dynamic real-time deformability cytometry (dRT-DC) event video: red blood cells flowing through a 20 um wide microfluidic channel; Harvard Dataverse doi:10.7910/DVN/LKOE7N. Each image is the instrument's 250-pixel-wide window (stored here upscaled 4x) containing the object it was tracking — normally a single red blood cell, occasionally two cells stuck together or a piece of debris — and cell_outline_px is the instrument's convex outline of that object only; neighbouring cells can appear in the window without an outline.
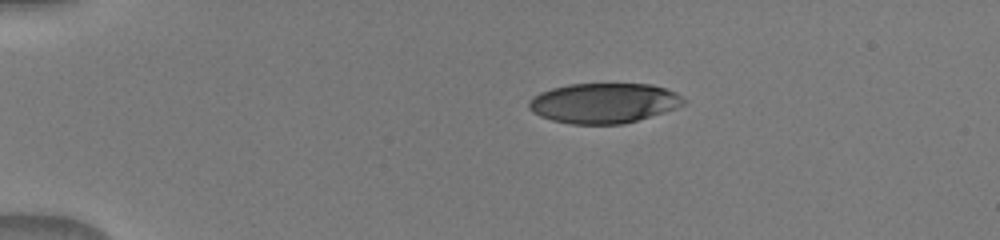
{"species": "human", "species_latin": "Homo sapiens", "temperature_condition": "warm", "stored_images_in_passage": 30, "camera_frame_rate_fps": 3000, "um_per_image_px": 0.085, "donor": {"sex": "male"}, "frame": {"image": 1, "passage_image": 1, "time_ms": 0.0, "image_size_px": [1000, 240], "cell_outline_px": [[688, 100], [684, 104], [676, 108], [664, 112], [624, 124], [572, 124], [552, 120], [540, 116], [532, 112], [528, 108], [528, 100], [532, 96], [540, 92], [552, 88], [568, 84], [652, 84], [676, 92]], "centroid_in_image_um": [51.32, 8.76], "position_along_channel_um": 33.7, "area_um2": 36.36}}
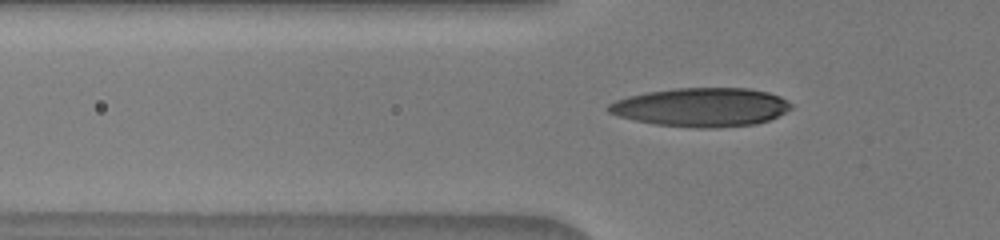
{"frame": {"image": 2, "passage_image": 8, "time_ms": 2.333, "image_size_px": [1000, 240], "cell_outline_px": [[792, 108], [768, 120], [756, 124], [712, 128], [696, 128], [656, 124], [616, 116], [608, 112], [604, 108], [608, 104], [616, 100], [628, 96], [648, 92], [676, 88], [748, 88], [768, 92], [780, 96], [792, 104]], "centroid_in_image_um": [59.59, 9.11], "position_along_channel_um": 66.2, "area_um2": 41.21}}
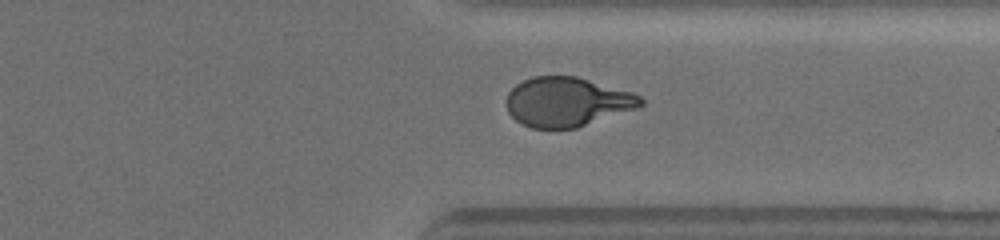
{"frame": {"image": 3, "passage_image": 24, "time_ms": 9.667, "image_size_px": [1000, 240], "cell_outline_px": [[644, 104], [636, 108], [576, 128], [532, 128], [516, 120], [508, 112], [508, 92], [516, 84], [532, 76], [576, 76], [632, 92], [640, 96], [644, 100]], "centroid_in_image_um": [48.2, 8.65], "position_along_channel_um": 363.2, "area_um2": 38.26}}